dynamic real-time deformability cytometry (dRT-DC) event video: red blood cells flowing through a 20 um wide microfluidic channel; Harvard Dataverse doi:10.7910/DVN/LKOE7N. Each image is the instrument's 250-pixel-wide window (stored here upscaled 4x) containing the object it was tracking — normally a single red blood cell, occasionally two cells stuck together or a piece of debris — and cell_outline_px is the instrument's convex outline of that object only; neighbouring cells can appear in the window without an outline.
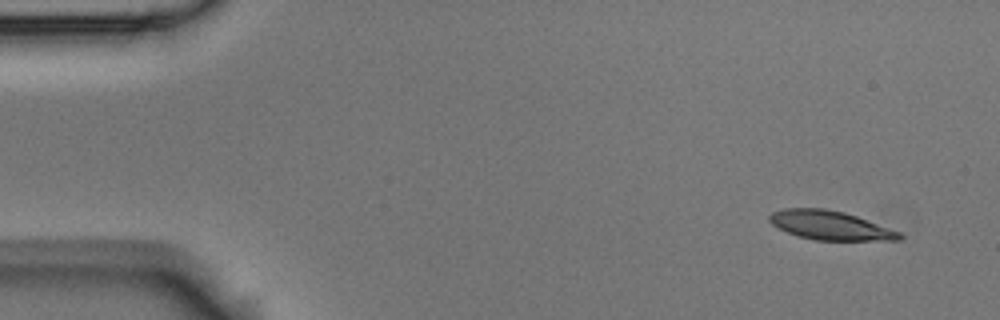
{"species": "Egyptian fruit bat (a non-hibernating species)", "species_latin": "Rousettus aegyptiacus", "temperature_condition": "room temperature", "stored_images_in_passage": 3, "camera_frame_rate_fps": 3000, "um_per_image_px": 0.085, "animal": {"sex": "male"}, "frame": {"image": 1, "passage_image": 1, "time_ms": 0.0, "image_size_px": [1000, 320], "cell_outline_px": [[904, 236], [900, 240], [816, 240], [796, 236], [772, 224], [768, 220], [768, 216], [772, 212], [784, 208], [824, 208], [844, 212], [856, 216], [900, 232]], "centroid_in_image_um": [70.54, 19.15], "position_along_channel_um": 14.5, "area_um2": 21.85}}